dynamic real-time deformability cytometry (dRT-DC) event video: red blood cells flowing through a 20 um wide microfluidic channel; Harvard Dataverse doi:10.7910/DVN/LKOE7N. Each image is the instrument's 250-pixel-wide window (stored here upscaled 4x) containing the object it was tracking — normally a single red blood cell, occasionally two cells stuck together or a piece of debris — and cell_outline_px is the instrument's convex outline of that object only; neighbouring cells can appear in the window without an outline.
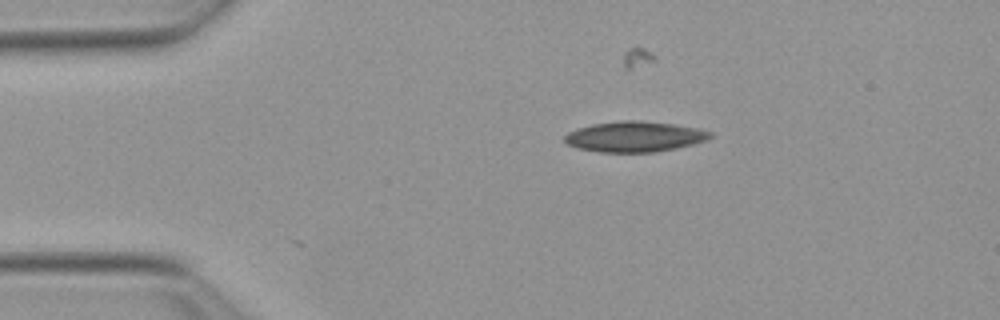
{"species": "Egyptian fruit bat (a non-hibernating species)", "species_latin": "Rousettus aegyptiacus", "temperature_condition": "warm", "stored_images_in_passage": 26, "camera_frame_rate_fps": 3000, "um_per_image_px": 0.085, "animal": {"sex": "female"}, "frame": {"image": 1, "passage_image": 1, "time_ms": 0.0, "image_size_px": [1000, 320], "cell_outline_px": [[712, 136], [708, 140], [676, 148], [652, 152], [600, 152], [580, 148], [568, 144], [564, 140], [564, 136], [568, 132], [592, 124], [624, 120], [640, 120], [672, 124], [712, 132]], "centroid_in_image_um": [53.93, 11.61], "position_along_channel_um": 31.1, "area_um2": 25.49}}
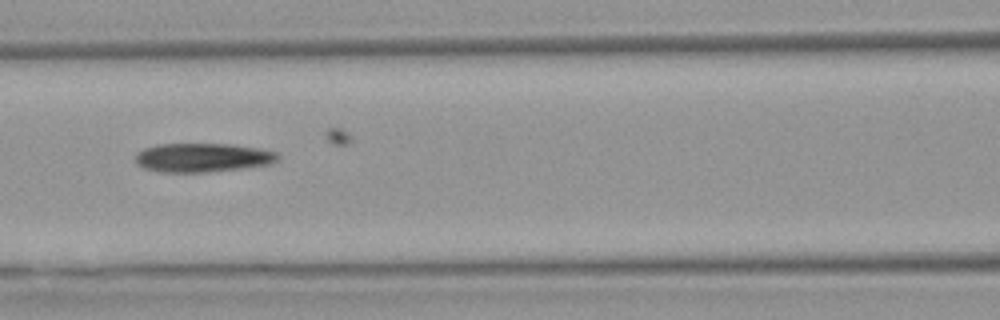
{"frame": {"image": 2, "passage_image": 14, "time_ms": 4.333, "image_size_px": [1000, 320], "cell_outline_px": [[280, 156], [272, 164], [240, 168], [204, 172], [160, 172], [144, 168], [136, 164], [136, 152], [144, 148], [156, 144], [232, 144], [260, 148], [276, 152]], "centroid_in_image_um": [17.2, 13.39], "position_along_channel_um": 149.4, "area_um2": 24.04}}
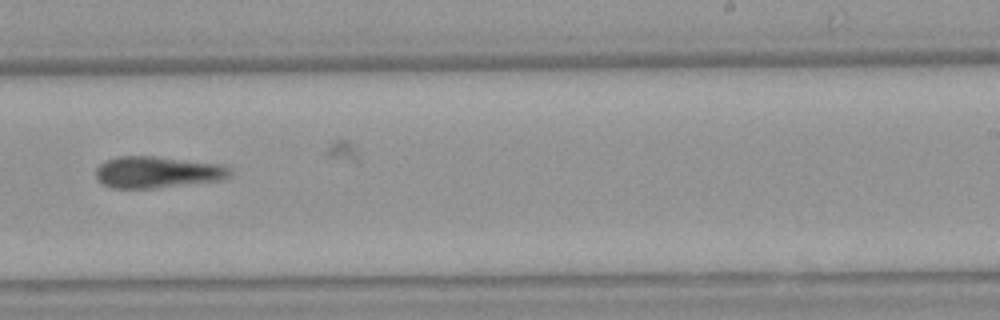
{"frame": {"image": 3, "passage_image": 24, "time_ms": 7.667, "image_size_px": [1000, 320], "cell_outline_px": [[232, 176], [224, 180], [152, 188], [112, 188], [104, 184], [96, 176], [96, 168], [100, 164], [108, 160], [120, 156], [152, 156], [220, 164], [232, 168]], "centroid_in_image_um": [13.43, 14.64], "position_along_channel_um": 275.6, "area_um2": 24.57}}